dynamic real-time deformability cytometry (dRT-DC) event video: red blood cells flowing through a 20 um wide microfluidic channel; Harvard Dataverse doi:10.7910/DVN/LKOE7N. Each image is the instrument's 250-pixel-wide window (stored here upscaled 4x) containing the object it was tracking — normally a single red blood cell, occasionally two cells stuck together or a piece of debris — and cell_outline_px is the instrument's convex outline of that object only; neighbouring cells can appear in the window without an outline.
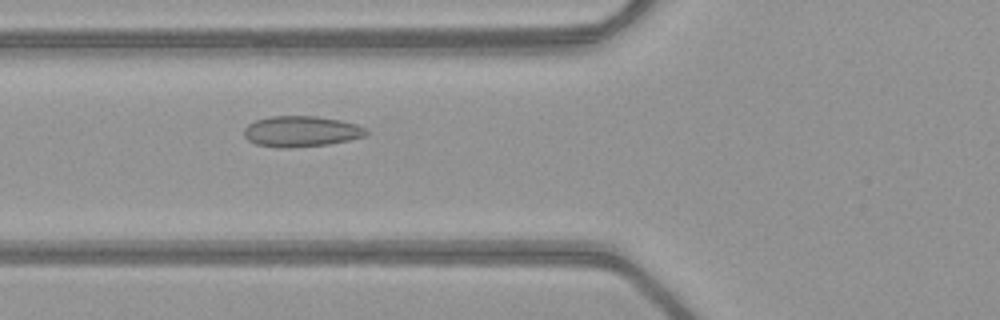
{"species": "common noctule bat (a hibernating species)", "species_latin": "Nyctalus noctula", "temperature_condition": "warm", "stored_images_in_passage": 42, "camera_frame_rate_fps": 3000, "um_per_image_px": 0.085, "animal": {"sex": "female", "body_mass_g": 21.9}, "frame": {"image": 1, "passage_image": 11, "time_ms": 3.333, "image_size_px": [1000, 320], "cell_outline_px": [[368, 132], [364, 136], [348, 140], [328, 144], [292, 148], [280, 148], [256, 144], [248, 140], [244, 136], [244, 128], [248, 124], [256, 120], [272, 116], [316, 116], [340, 120], [356, 124], [364, 128]], "centroid_in_image_um": [25.57, 11.17], "position_along_channel_um": 100.2, "area_um2": 21.85}}
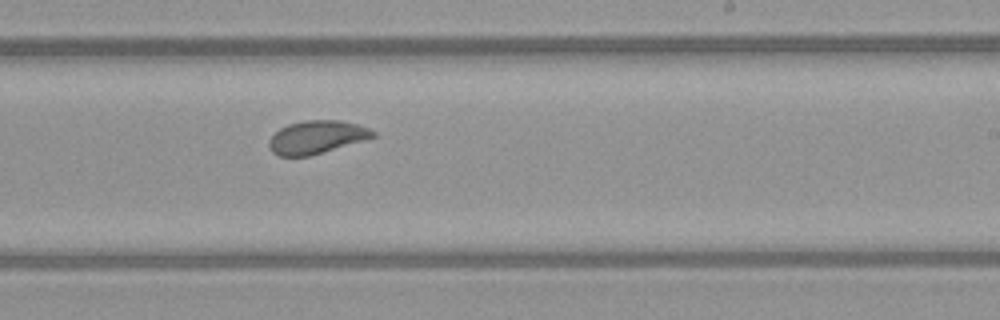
{"frame": {"image": 2, "passage_image": 23, "time_ms": 7.333, "image_size_px": [1000, 320], "cell_outline_px": [[376, 136], [308, 156], [280, 156], [272, 152], [268, 144], [268, 140], [280, 128], [288, 124], [304, 120], [340, 120], [356, 124], [368, 128], [376, 132]], "centroid_in_image_um": [26.88, 11.64], "position_along_channel_um": 262.1, "area_um2": 19.71}}
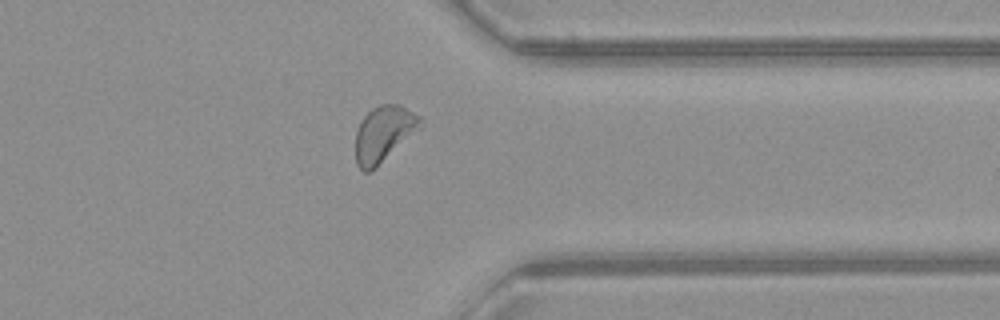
{"frame": {"image": 3, "passage_image": 32, "time_ms": 10.333, "image_size_px": [1000, 320], "cell_outline_px": [[424, 124], [420, 128], [372, 172], [364, 172], [356, 164], [356, 132], [360, 120], [372, 108], [380, 104], [400, 104], [420, 116], [424, 120]], "centroid_in_image_um": [32.63, 11.37], "position_along_channel_um": 378.8, "area_um2": 21.33}, "authors_computed_cell_mechanics": {"area_um2": 21.1259, "velocity_mm_per_s": 4.0278, "shape_relaxation_time_tau1_ms": 3.6337, "shape_relaxation_time_tau2_ms": 0.8545, "deformation_change_tau1": 0.1122, "deformation_change_tau2": 0.0466}}